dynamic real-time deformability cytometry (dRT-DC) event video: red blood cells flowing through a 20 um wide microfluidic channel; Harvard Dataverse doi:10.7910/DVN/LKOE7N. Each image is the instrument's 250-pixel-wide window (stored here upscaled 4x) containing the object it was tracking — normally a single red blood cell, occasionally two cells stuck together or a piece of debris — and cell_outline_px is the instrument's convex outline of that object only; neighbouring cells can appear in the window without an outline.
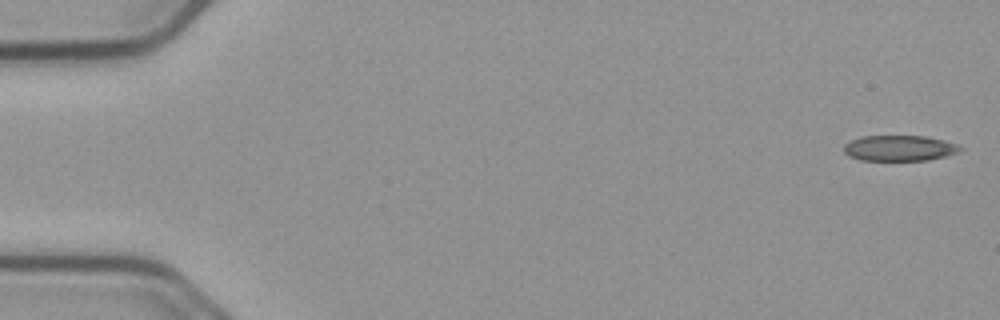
{"species": "common noctule bat (a hibernating species)", "species_latin": "Nyctalus noctula", "temperature_condition": "cold", "stored_images_in_passage": 55, "camera_frame_rate_fps": 3000, "um_per_image_px": 0.085, "animal": {"sex": "male", "body_mass_g": 23.1, "forearm_length_mm": 52.7}, "frame": {"image": 1, "passage_image": 1, "time_ms": 0.0, "image_size_px": [1000, 320], "cell_outline_px": [[964, 148], [956, 152], [944, 156], [928, 160], [860, 160], [848, 156], [844, 152], [844, 144], [860, 136], [928, 136], [944, 140], [956, 144]], "centroid_in_image_um": [76.42, 12.58], "position_along_channel_um": 8.6, "area_um2": 17.34}}
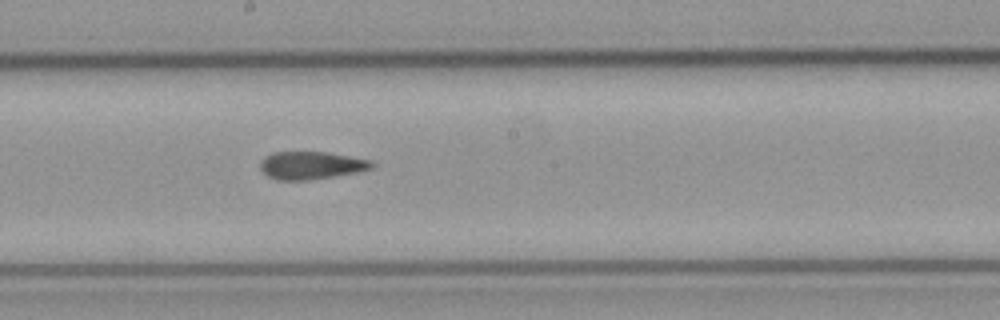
{"frame": {"image": 2, "passage_image": 30, "time_ms": 9.667, "image_size_px": [1000, 320], "cell_outline_px": [[376, 164], [372, 168], [356, 172], [308, 180], [276, 180], [268, 176], [260, 168], [260, 164], [264, 156], [272, 152], [328, 152], [372, 160]], "centroid_in_image_um": [26.45, 14.04], "position_along_channel_um": 221.8, "area_um2": 18.03}}
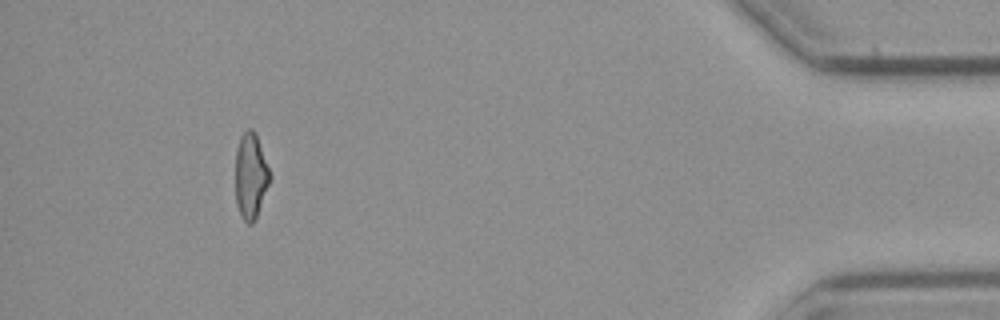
{"frame": {"image": 3, "passage_image": 51, "time_ms": 16.667, "image_size_px": [1000, 320], "cell_outline_px": [[272, 176], [256, 216], [252, 224], [248, 224], [240, 216], [236, 204], [236, 148], [240, 136], [248, 128], [252, 128], [256, 132]], "centroid_in_image_um": [21.31, 14.92], "position_along_channel_um": 413.9, "area_um2": 17.28}, "authors_computed_cell_mechanics": {"area_um2": 18.4382, "velocity_mm_per_s": 3.6939, "shape_relaxation_time_tau1_ms": null, "shape_relaxation_time_tau2_ms": 5.4517, "deformation_change_tau1": null, "deformation_change_tau2": 0.1418}}